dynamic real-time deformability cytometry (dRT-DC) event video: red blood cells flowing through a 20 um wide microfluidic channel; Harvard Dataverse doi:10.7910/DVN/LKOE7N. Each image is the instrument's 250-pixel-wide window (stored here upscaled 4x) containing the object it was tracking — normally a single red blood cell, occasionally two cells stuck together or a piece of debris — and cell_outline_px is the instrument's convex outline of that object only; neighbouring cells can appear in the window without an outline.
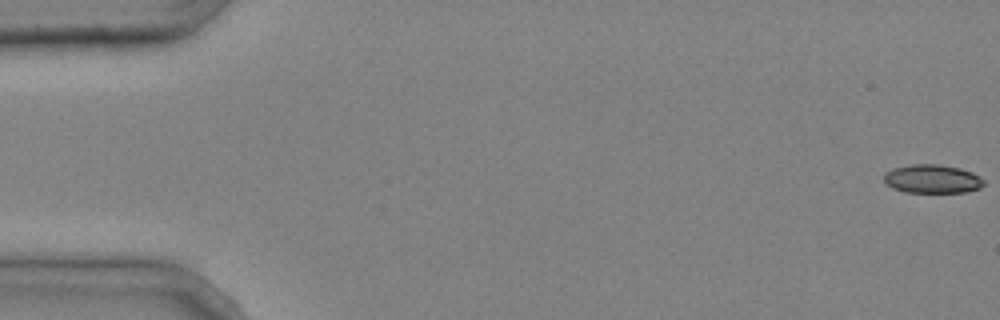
{"species": "common noctule bat (a hibernating species)", "species_latin": "Nyctalus noctula", "temperature_condition": "cold", "stored_images_in_passage": 6, "camera_frame_rate_fps": 3000, "um_per_image_px": 0.085, "animal": {"sex": "male", "body_mass_g": 20.4}, "frame": {"image": 1, "passage_image": 1, "time_ms": 0.0, "image_size_px": [1000, 320], "cell_outline_px": [[984, 184], [980, 188], [968, 192], [904, 192], [892, 188], [884, 180], [884, 172], [892, 168], [912, 164], [940, 164], [960, 168], [972, 172], [980, 176], [984, 180]], "centroid_in_image_um": [79.25, 15.2], "position_along_channel_um": 5.7, "area_um2": 16.82}}
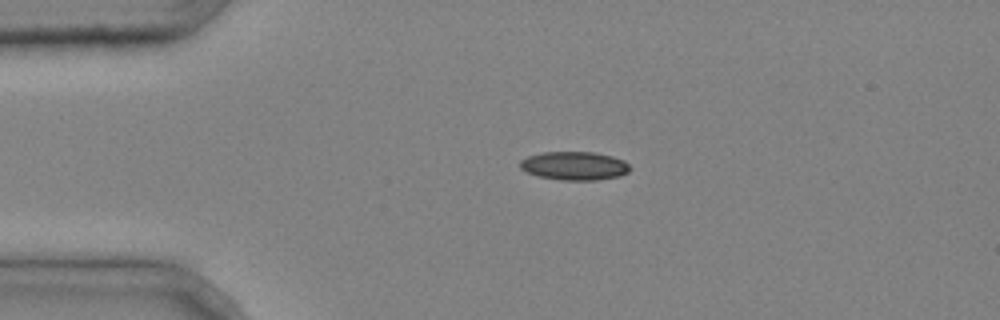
{"frame": {"image": 2, "passage_image": 4, "time_ms": 1.0, "image_size_px": [1000, 320], "cell_outline_px": [[632, 168], [628, 172], [620, 176], [596, 180], [560, 180], [536, 176], [520, 168], [520, 160], [528, 156], [544, 152], [596, 152], [612, 156], [624, 160]], "centroid_in_image_um": [48.84, 14.09], "position_along_channel_um": 36.2, "area_um2": 18.38}}